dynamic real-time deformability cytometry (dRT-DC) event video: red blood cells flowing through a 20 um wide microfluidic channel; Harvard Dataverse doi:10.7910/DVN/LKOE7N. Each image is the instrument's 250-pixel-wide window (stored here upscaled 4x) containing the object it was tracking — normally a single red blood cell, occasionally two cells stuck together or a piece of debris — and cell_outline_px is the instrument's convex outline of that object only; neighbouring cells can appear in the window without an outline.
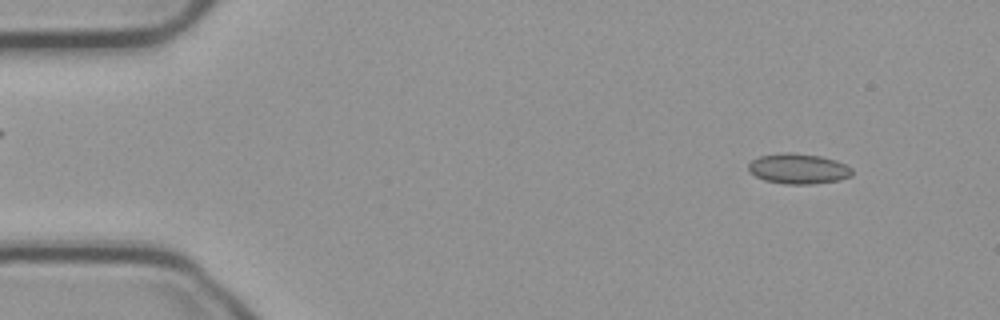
{"species": "common noctule bat (a hibernating species)", "species_latin": "Nyctalus noctula", "temperature_condition": "cold", "stored_images_in_passage": 54, "camera_frame_rate_fps": 3000, "um_per_image_px": 0.085, "animal": {"sex": "male", "body_mass_g": 23.1, "forearm_length_mm": 52.7}, "frame": {"image": 1, "passage_image": 5, "time_ms": 1.333, "image_size_px": [1000, 320], "cell_outline_px": [[852, 176], [840, 180], [812, 184], [784, 184], [764, 180], [748, 172], [748, 164], [752, 160], [760, 156], [784, 152], [792, 152], [820, 156], [836, 160], [852, 168]], "centroid_in_image_um": [67.85, 14.34], "position_along_channel_um": 17.1, "area_um2": 18.44}}
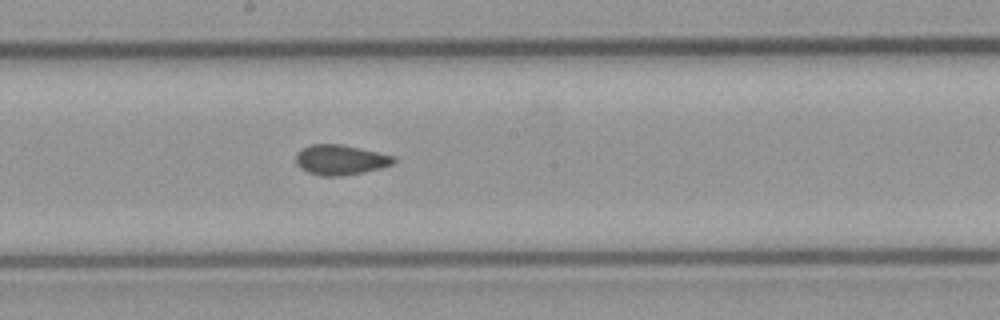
{"frame": {"image": 2, "passage_image": 29, "time_ms": 9.333, "image_size_px": [1000, 320], "cell_outline_px": [[396, 164], [364, 172], [340, 176], [320, 176], [308, 172], [300, 168], [296, 164], [296, 152], [312, 144], [340, 144], [396, 156]], "centroid_in_image_um": [28.96, 13.59], "position_along_channel_um": 219.2, "area_um2": 17.22}}
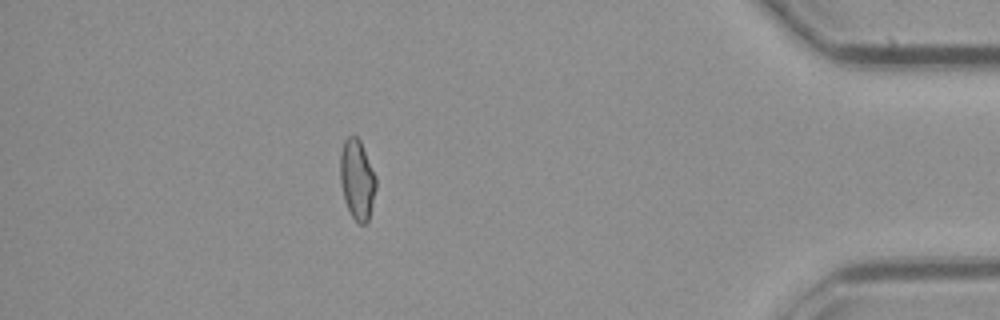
{"frame": {"image": 3, "passage_image": 48, "time_ms": 15.667, "image_size_px": [1000, 320], "cell_outline_px": [[376, 188], [368, 220], [364, 224], [360, 224], [352, 216], [344, 200], [340, 184], [340, 152], [344, 140], [352, 132], [360, 140], [376, 176]], "centroid_in_image_um": [30.34, 15.21], "position_along_channel_um": 404.9, "area_um2": 16.76}, "authors_computed_cell_mechanics": {"area_um2": 17.1955, "velocity_mm_per_s": 3.73, "shape_relaxation_time_tau1_ms": null, "shape_relaxation_time_tau2_ms": 2.4055, "deformation_change_tau1": null, "deformation_change_tau2": 0.0445}}